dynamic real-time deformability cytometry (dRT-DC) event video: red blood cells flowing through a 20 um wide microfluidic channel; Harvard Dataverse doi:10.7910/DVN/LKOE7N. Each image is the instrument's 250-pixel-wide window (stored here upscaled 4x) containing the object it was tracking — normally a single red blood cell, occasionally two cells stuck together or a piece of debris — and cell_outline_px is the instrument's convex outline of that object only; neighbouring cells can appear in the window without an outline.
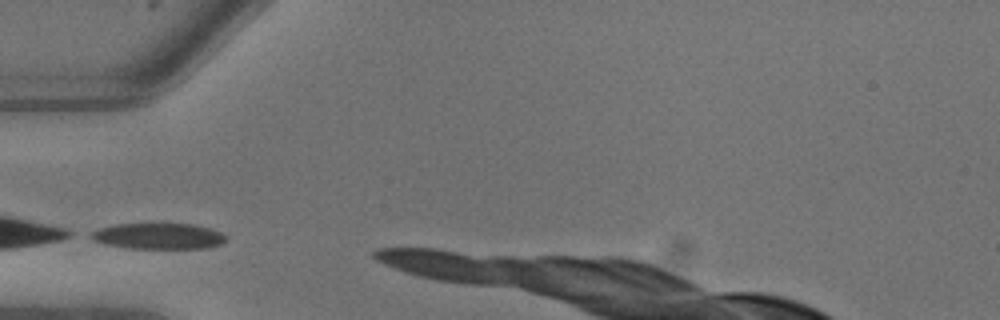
{"species": "common noctule bat (a hibernating species)", "species_latin": "Nyctalus noctula", "temperature_condition": "warm", "stored_images_in_passage": 3, "camera_frame_rate_fps": 3000, "um_per_image_px": 0.085, "animal": {"sex": "male", "body_mass_g": 13.3}, "frame": {"image": 1, "passage_image": 1, "time_ms": 0.0, "image_size_px": [1000, 320], "cell_outline_px": [[228, 240], [220, 244], [208, 248], [124, 248], [104, 244], [92, 240], [84, 236], [100, 228], [116, 224], [192, 224], [208, 228], [220, 232], [228, 236]], "centroid_in_image_um": [13.43, 20.08], "position_along_channel_um": 71.6, "area_um2": 20.58}}